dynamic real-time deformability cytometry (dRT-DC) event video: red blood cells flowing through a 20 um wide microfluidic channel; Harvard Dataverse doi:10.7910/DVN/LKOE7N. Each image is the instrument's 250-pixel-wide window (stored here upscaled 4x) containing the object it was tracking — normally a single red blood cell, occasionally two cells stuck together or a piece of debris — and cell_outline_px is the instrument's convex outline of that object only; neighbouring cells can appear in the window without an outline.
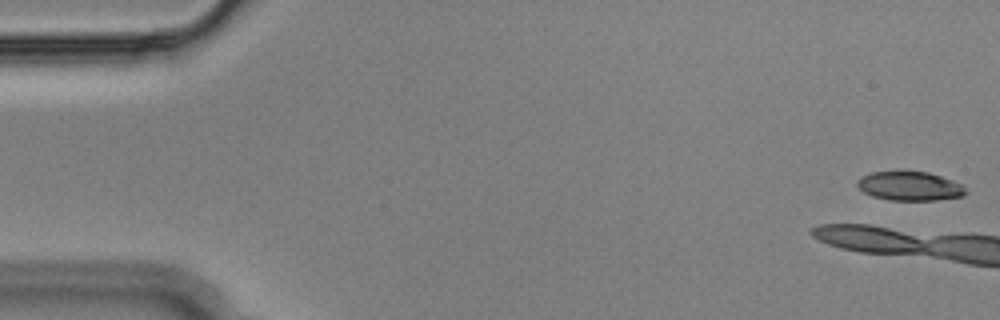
{"species": "Egyptian fruit bat (a non-hibernating species)", "species_latin": "Rousettus aegyptiacus", "temperature_condition": "cold", "stored_images_in_passage": 5, "camera_frame_rate_fps": 3000, "um_per_image_px": 0.085, "animal": {"sex": "male"}, "frame": {"image": 1, "passage_image": 1, "time_ms": 0.0, "image_size_px": [1000, 320], "cell_outline_px": [[968, 192], [964, 196], [936, 200], [888, 200], [872, 196], [864, 192], [856, 184], [856, 180], [860, 176], [872, 172], [928, 172], [952, 180], [960, 184]], "centroid_in_image_um": [77.31, 15.83], "position_along_channel_um": 7.7, "area_um2": 18.26}}